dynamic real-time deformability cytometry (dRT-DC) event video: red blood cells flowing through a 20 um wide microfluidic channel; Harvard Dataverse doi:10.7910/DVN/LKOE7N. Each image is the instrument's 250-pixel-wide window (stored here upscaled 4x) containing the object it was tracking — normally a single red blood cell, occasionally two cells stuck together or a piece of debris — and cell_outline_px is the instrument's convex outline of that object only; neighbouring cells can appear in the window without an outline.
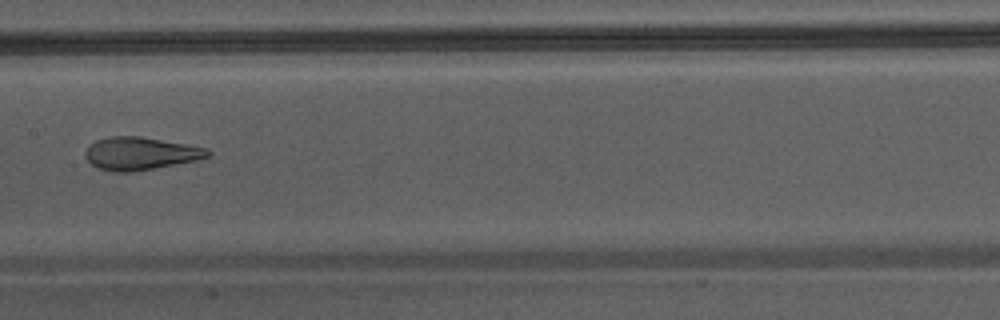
{"species": "Egyptian fruit bat (a non-hibernating species)", "species_latin": "Rousettus aegyptiacus", "temperature_condition": "warm", "stored_images_in_passage": 19, "camera_frame_rate_fps": 3000, "um_per_image_px": 0.085, "animal": {"sex": "male"}, "frame": {"image": 1, "passage_image": 9, "time_ms": 2.667, "image_size_px": [1000, 320], "cell_outline_px": [[212, 152], [208, 156], [196, 160], [132, 172], [112, 172], [100, 168], [92, 164], [88, 160], [84, 152], [96, 140], [112, 136], [140, 136], [208, 148]], "centroid_in_image_um": [11.94, 13.04], "position_along_channel_um": 195.5, "area_um2": 23.06}}